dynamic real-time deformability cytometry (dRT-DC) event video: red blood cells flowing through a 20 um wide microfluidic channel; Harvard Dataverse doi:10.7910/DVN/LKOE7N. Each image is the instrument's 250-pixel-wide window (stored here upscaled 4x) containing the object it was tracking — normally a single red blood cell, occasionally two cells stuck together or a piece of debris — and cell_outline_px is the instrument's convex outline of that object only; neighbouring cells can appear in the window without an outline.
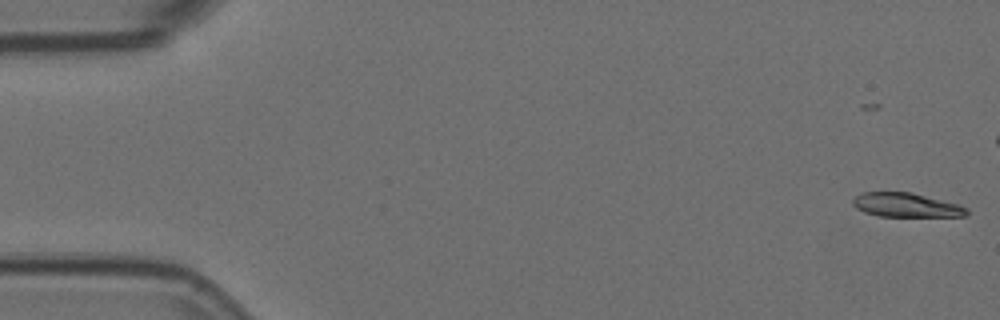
{"species": "Egyptian fruit bat (a non-hibernating species)", "species_latin": "Rousettus aegyptiacus", "temperature_condition": "room temperature", "stored_images_in_passage": 2, "camera_frame_rate_fps": 3000, "um_per_image_px": 0.085, "animal": {"sex": "female"}, "frame": {"image": 1, "passage_image": 2, "time_ms": 0.333, "image_size_px": [1000, 320], "cell_outline_px": [[968, 216], [880, 216], [864, 212], [856, 208], [852, 204], [852, 200], [860, 192], [912, 192], [960, 204], [968, 208]], "centroid_in_image_um": [77.04, 17.42], "position_along_channel_um": 8.0, "area_um2": 16.13}}